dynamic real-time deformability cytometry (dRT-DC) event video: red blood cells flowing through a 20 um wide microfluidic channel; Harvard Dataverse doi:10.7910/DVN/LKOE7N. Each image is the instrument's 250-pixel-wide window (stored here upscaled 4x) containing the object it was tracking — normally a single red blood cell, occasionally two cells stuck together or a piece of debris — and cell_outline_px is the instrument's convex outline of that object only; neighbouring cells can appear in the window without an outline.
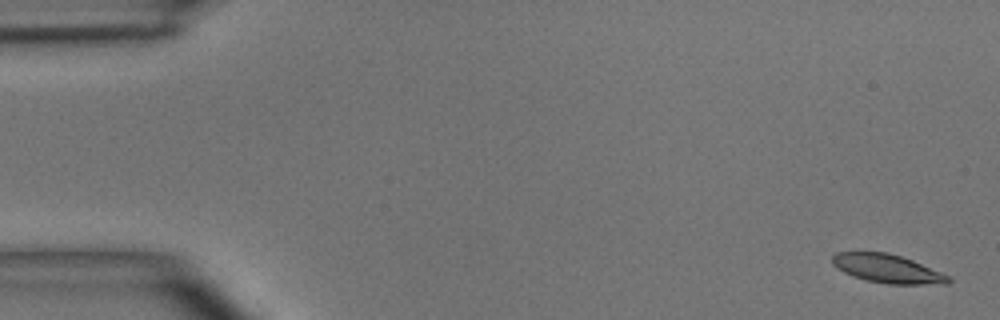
{"species": "common noctule bat (a hibernating species)", "species_latin": "Nyctalus noctula", "temperature_condition": "room temperature", "stored_images_in_passage": 4, "camera_frame_rate_fps": 3000, "um_per_image_px": 0.085, "animal": {"sex": "male", "body_mass_g": 15.6}, "frame": {"image": 1, "passage_image": 1, "time_ms": 0.0, "image_size_px": [1000, 320], "cell_outline_px": [[952, 280], [948, 284], [888, 284], [864, 280], [852, 276], [836, 268], [832, 264], [832, 256], [836, 252], [888, 252], [912, 260], [940, 272], [948, 276]], "centroid_in_image_um": [75.39, 22.84], "position_along_channel_um": 9.6, "area_um2": 19.31}}
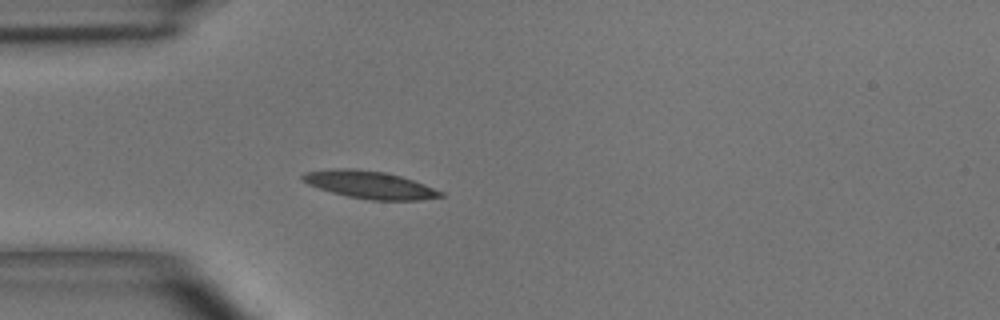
{"frame": {"image": 2, "passage_image": 4, "time_ms": 4.333, "image_size_px": [1000, 320], "cell_outline_px": [[444, 196], [424, 200], [372, 200], [348, 196], [332, 192], [308, 184], [300, 180], [300, 176], [304, 172], [332, 168], [356, 168], [384, 172], [400, 176], [424, 184], [444, 192]], "centroid_in_image_um": [31.41, 15.7], "position_along_channel_um": 53.6, "area_um2": 22.2}}